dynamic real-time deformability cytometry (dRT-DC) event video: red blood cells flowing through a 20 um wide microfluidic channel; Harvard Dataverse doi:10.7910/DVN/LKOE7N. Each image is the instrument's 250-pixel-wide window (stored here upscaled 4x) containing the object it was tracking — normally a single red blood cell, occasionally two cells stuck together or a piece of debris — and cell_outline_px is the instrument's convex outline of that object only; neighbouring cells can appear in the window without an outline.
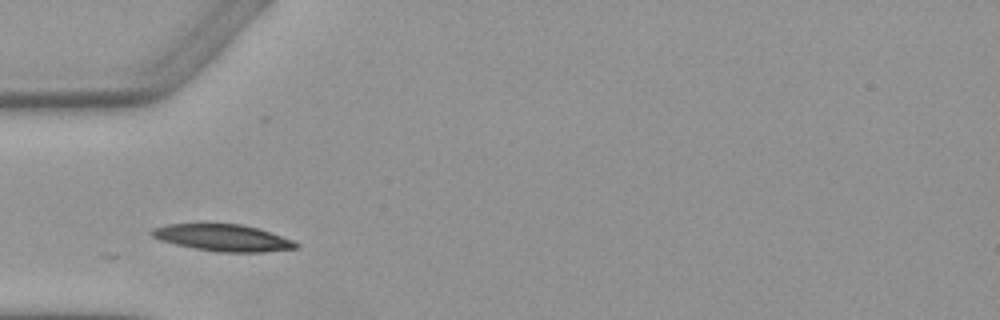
{"species": "Egyptian fruit bat (a non-hibernating species)", "species_latin": "Rousettus aegyptiacus", "temperature_condition": "warm", "stored_images_in_passage": 7, "camera_frame_rate_fps": 3000, "um_per_image_px": 0.085, "animal": {"sex": "female"}, "frame": {"image": 1, "passage_image": 2, "time_ms": 1.333, "image_size_px": [1000, 320], "cell_outline_px": [[300, 244], [296, 248], [264, 252], [216, 252], [192, 248], [160, 240], [152, 236], [148, 232], [152, 228], [168, 224], [200, 220], [240, 224], [260, 228], [292, 240]], "centroid_in_image_um": [18.86, 20.15], "position_along_channel_um": 66.1, "area_um2": 23.58}}
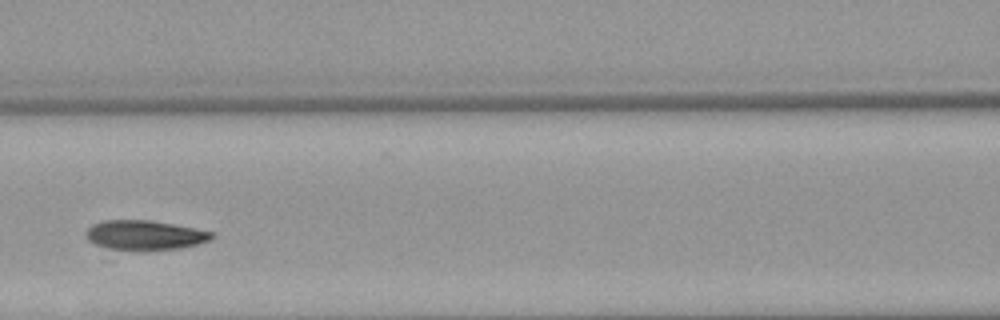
{"frame": {"image": 2, "passage_image": 4, "time_ms": 3.667, "image_size_px": [1000, 320], "cell_outline_px": [[216, 236], [208, 240], [196, 244], [180, 248], [108, 248], [92, 244], [84, 236], [84, 232], [92, 224], [104, 220], [152, 220], [216, 232]], "centroid_in_image_um": [12.28, 19.94], "position_along_channel_um": 154.3, "area_um2": 21.27}}
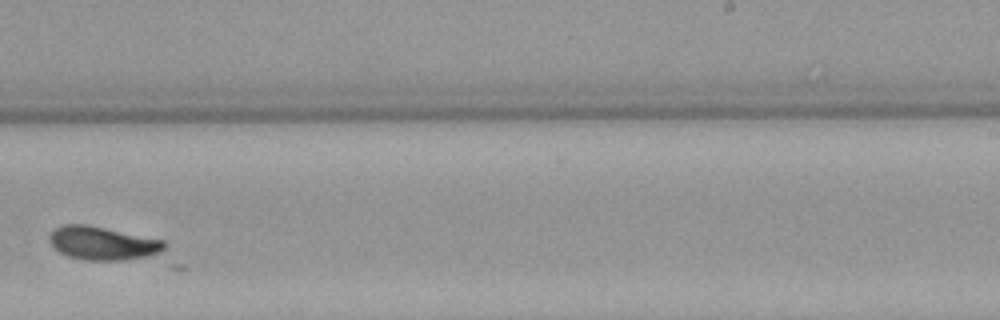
{"frame": {"image": 3, "passage_image": 7, "time_ms": 7.0, "image_size_px": [1000, 320], "cell_outline_px": [[184, 268], [168, 268], [84, 260], [68, 256], [60, 252], [48, 240], [48, 236], [60, 224], [88, 224], [164, 240], [168, 244]], "centroid_in_image_um": [9.55, 20.94], "position_along_channel_um": 279.4, "area_um2": 27.8}}